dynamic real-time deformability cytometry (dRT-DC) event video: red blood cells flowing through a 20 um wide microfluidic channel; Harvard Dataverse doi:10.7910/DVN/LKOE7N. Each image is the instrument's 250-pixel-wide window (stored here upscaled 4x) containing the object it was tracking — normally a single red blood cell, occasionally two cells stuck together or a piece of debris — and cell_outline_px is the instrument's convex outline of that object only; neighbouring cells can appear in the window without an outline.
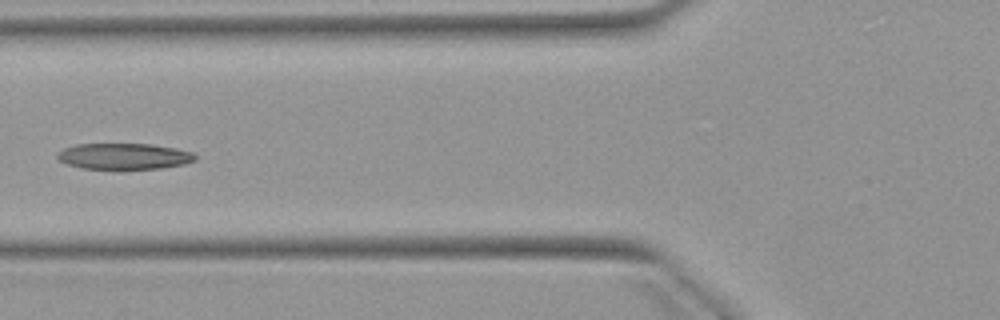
{"species": "Egyptian fruit bat (a non-hibernating species)", "species_latin": "Rousettus aegyptiacus", "temperature_condition": "warm", "stored_images_in_passage": 6, "camera_frame_rate_fps": 3000, "um_per_image_px": 0.085, "animal": {"sex": "female"}, "frame": {"image": 1, "passage_image": 6, "time_ms": 6.0, "image_size_px": [1000, 320], "cell_outline_px": [[196, 160], [184, 164], [160, 168], [80, 168], [68, 164], [60, 160], [56, 156], [64, 148], [76, 144], [152, 144], [176, 148], [192, 152], [196, 156]], "centroid_in_image_um": [10.57, 13.27], "position_along_channel_um": 115.2, "area_um2": 20.63}}